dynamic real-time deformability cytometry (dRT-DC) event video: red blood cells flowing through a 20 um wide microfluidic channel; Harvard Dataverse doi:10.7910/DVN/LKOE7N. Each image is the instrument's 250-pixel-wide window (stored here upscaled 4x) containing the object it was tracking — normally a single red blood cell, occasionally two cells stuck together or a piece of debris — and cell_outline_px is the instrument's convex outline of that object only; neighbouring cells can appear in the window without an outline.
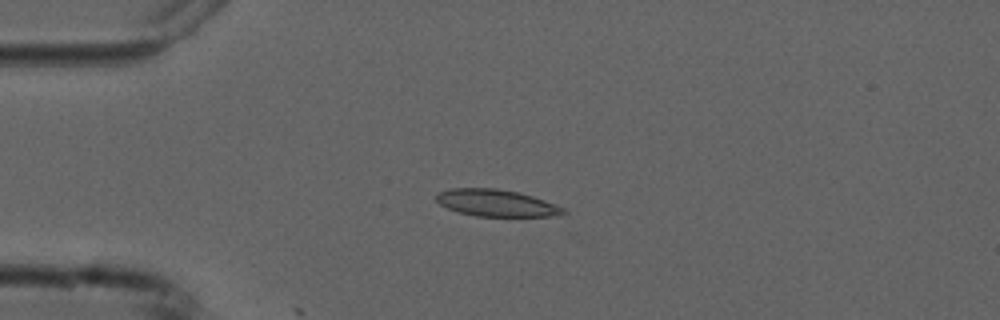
{"species": "common noctule bat (a hibernating species)", "species_latin": "Nyctalus noctula", "temperature_condition": "cold", "stored_images_in_passage": 4, "camera_frame_rate_fps": 3000, "um_per_image_px": 0.085, "animal": {"sex": "male", "forearm_length_mm": 52.5}, "frame": {"image": 1, "passage_image": 3, "time_ms": 2.333, "image_size_px": [1000, 320], "cell_outline_px": [[568, 212], [560, 216], [476, 216], [460, 212], [448, 208], [440, 204], [436, 200], [436, 196], [440, 192], [452, 188], [496, 188], [520, 192], [544, 200], [564, 208]], "centroid_in_image_um": [42.23, 17.25], "position_along_channel_um": 42.8, "area_um2": 19.83}}